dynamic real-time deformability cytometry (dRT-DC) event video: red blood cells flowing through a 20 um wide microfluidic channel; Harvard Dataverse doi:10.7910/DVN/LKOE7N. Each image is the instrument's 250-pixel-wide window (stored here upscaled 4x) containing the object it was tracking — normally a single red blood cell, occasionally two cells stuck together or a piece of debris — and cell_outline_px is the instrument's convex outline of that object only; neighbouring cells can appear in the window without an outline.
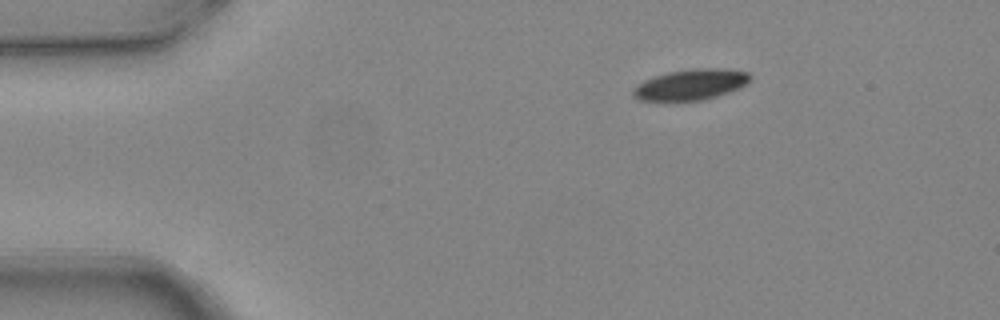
{"species": "common noctule bat (a hibernating species)", "species_latin": "Nyctalus noctula", "temperature_condition": "warm", "stored_images_in_passage": 3, "camera_frame_rate_fps": 3000, "um_per_image_px": 0.085, "animal": {"sex": "female", "body_mass_g": 24.6, "forearm_length_mm": 56.2}, "frame": {"image": 1, "passage_image": 1, "time_ms": 0.0, "image_size_px": [1000, 320], "cell_outline_px": [[752, 80], [740, 88], [704, 100], [640, 100], [632, 96], [632, 88], [644, 80], [668, 72], [692, 68], [720, 68], [748, 72], [752, 76]], "centroid_in_image_um": [58.74, 7.18], "position_along_channel_um": 26.3, "area_um2": 20.98}}